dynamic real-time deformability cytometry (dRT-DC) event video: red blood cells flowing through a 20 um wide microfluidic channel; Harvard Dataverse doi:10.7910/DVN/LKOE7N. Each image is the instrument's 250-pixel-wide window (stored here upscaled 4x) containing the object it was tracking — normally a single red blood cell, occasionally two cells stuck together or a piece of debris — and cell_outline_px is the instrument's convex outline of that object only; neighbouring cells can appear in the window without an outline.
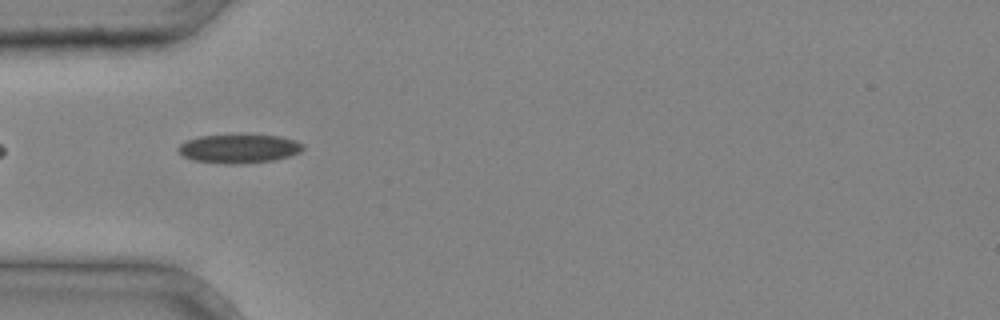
{"species": "common noctule bat (a hibernating species)", "species_latin": "Nyctalus noctula", "temperature_condition": "cold", "stored_images_in_passage": 3, "camera_frame_rate_fps": 3000, "um_per_image_px": 0.085, "animal": {"sex": "male", "body_mass_g": 20.4}, "frame": {"image": 1, "passage_image": 3, "time_ms": 0.667, "image_size_px": [1000, 320], "cell_outline_px": [[304, 148], [300, 152], [288, 156], [272, 160], [240, 164], [224, 164], [192, 160], [184, 156], [176, 148], [180, 144], [188, 140], [200, 136], [240, 132], [280, 136], [296, 140], [304, 144]], "centroid_in_image_um": [20.32, 12.59], "position_along_channel_um": 64.7, "area_um2": 21.73}}